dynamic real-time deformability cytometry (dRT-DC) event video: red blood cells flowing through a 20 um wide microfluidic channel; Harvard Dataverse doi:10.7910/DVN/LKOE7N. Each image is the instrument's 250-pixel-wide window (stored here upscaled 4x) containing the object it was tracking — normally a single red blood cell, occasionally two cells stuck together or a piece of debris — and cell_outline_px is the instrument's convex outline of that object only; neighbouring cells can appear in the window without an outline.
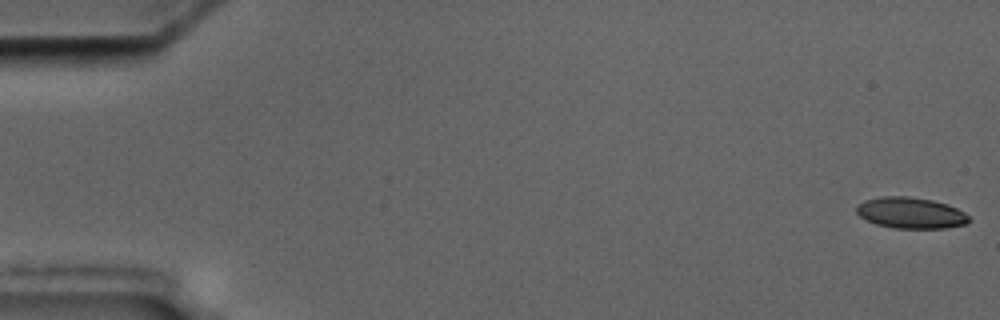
{"species": "common noctule bat (a hibernating species)", "species_latin": "Nyctalus noctula", "temperature_condition": "cold", "stored_images_in_passage": 8, "camera_frame_rate_fps": 3000, "um_per_image_px": 0.085, "animal": {"sex": "male", "body_mass_g": 17.5, "forearm_length_mm": 52.3}, "frame": {"image": 1, "passage_image": 1, "time_ms": 0.0, "image_size_px": [1000, 320], "cell_outline_px": [[972, 220], [964, 224], [944, 228], [896, 228], [876, 224], [860, 216], [856, 212], [856, 204], [864, 200], [880, 196], [908, 196], [932, 200], [948, 204], [964, 212]], "centroid_in_image_um": [77.39, 18.08], "position_along_channel_um": 7.6, "area_um2": 20.4}}
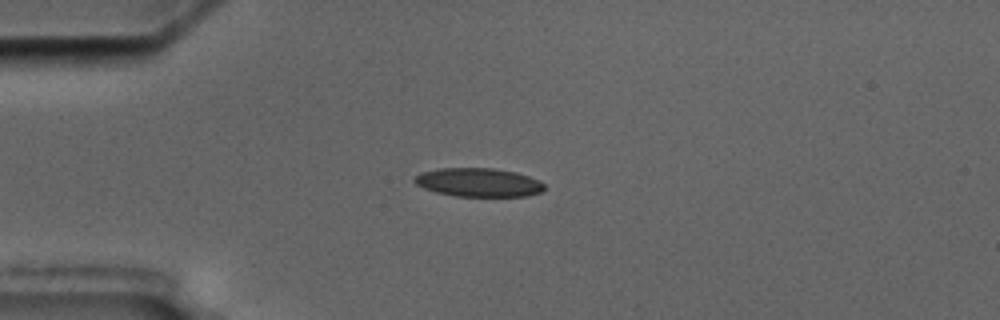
{"frame": {"image": 2, "passage_image": 5, "time_ms": 4.667, "image_size_px": [1000, 320], "cell_outline_px": [[544, 188], [540, 192], [528, 196], [456, 196], [436, 192], [424, 188], [416, 184], [412, 180], [420, 172], [440, 168], [492, 168], [516, 172], [540, 180], [544, 184]], "centroid_in_image_um": [40.67, 15.5], "position_along_channel_um": 44.3, "area_um2": 21.68}}
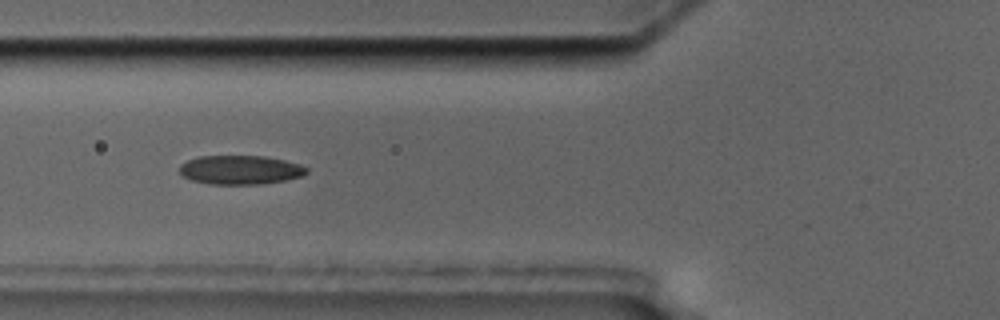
{"frame": {"image": 3, "passage_image": 7, "time_ms": 7.0, "image_size_px": [1000, 320], "cell_outline_px": [[308, 172], [304, 176], [288, 180], [260, 184], [212, 184], [192, 180], [184, 176], [180, 172], [180, 164], [196, 156], [264, 156], [284, 160], [300, 164], [308, 168]], "centroid_in_image_um": [20.47, 14.44], "position_along_channel_um": 105.3, "area_um2": 21.56}}